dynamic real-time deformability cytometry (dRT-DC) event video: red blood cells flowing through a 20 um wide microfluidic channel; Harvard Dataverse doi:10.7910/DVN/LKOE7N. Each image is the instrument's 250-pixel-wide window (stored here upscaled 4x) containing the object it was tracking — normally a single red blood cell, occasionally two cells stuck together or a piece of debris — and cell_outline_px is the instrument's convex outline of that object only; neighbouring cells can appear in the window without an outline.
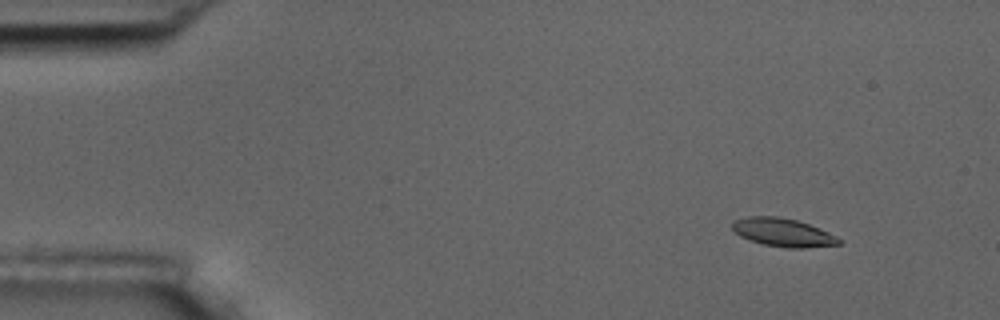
{"species": "common noctule bat (a hibernating species)", "species_latin": "Nyctalus noctula", "temperature_condition": "room temperature", "stored_images_in_passage": 4, "camera_frame_rate_fps": 3000, "um_per_image_px": 0.085, "animal": {"sex": "male", "body_mass_g": 17.5, "forearm_length_mm": 52.3}, "frame": {"image": 1, "passage_image": 2, "time_ms": 1.333, "image_size_px": [1000, 320], "cell_outline_px": [[844, 240], [840, 244], [804, 248], [788, 248], [764, 244], [740, 236], [732, 228], [732, 220], [748, 216], [776, 216], [796, 220], [808, 224], [828, 232]], "centroid_in_image_um": [66.56, 19.75], "position_along_channel_um": 18.4, "area_um2": 17.46}}
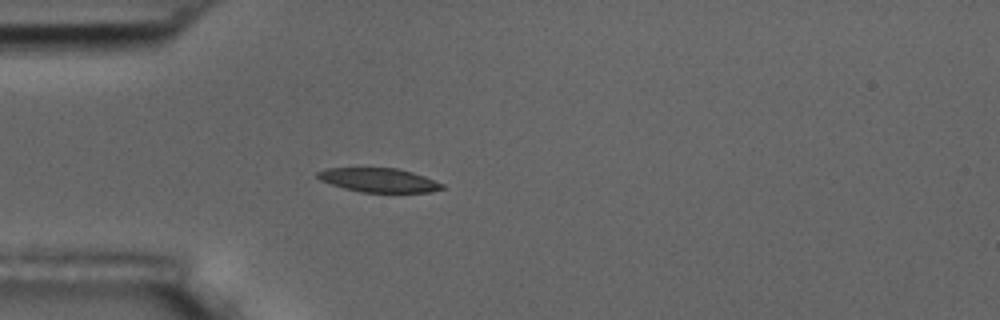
{"frame": {"image": 2, "passage_image": 4, "time_ms": 4.667, "image_size_px": [1000, 320], "cell_outline_px": [[444, 188], [432, 192], [360, 192], [344, 188], [320, 180], [316, 176], [316, 172], [328, 168], [396, 168], [412, 172], [424, 176], [444, 184]], "centroid_in_image_um": [32.2, 15.31], "position_along_channel_um": 52.8, "area_um2": 17.34}}